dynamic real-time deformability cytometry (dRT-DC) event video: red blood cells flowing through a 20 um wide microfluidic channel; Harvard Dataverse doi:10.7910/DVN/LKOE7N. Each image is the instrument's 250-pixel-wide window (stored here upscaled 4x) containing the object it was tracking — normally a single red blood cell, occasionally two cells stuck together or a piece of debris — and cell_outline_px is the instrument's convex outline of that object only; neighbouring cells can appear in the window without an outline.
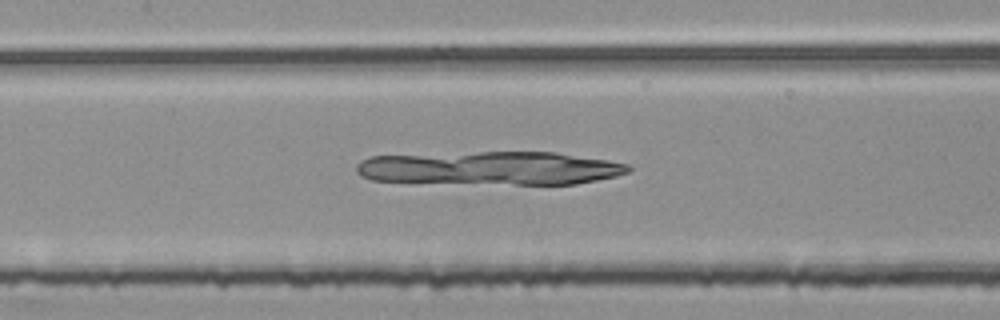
{"species": "common noctule bat (a hibernating species)", "species_latin": "Nyctalus noctula", "temperature_condition": "room temperature", "stored_images_in_passage": 49, "camera_frame_rate_fps": 3000, "um_per_image_px": 0.085, "animal": {"sex": "female", "body_mass_g": 25.1}, "frame": {"image": 1, "passage_image": 21, "time_ms": 6.667, "image_size_px": [1000, 320], "cell_outline_px": [[632, 168], [628, 172], [616, 176], [576, 184], [516, 184], [372, 180], [360, 176], [356, 172], [356, 164], [360, 160], [372, 156], [480, 152], [556, 152], [608, 160], [628, 164]], "centroid_in_image_um": [41.71, 14.29], "position_along_channel_um": 165.7, "area_um2": 52.77}}
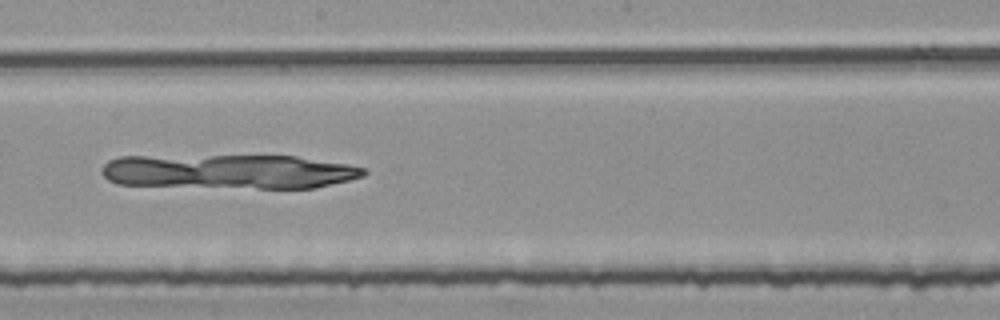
{"frame": {"image": 2, "passage_image": 26, "time_ms": 8.333, "image_size_px": [1000, 320], "cell_outline_px": [[368, 172], [364, 176], [348, 180], [312, 188], [256, 188], [116, 184], [108, 180], [100, 172], [104, 164], [108, 160], [120, 156], [296, 156], [348, 164], [364, 168]], "centroid_in_image_um": [19.44, 14.58], "position_along_channel_um": 228.8, "area_um2": 52.54}}